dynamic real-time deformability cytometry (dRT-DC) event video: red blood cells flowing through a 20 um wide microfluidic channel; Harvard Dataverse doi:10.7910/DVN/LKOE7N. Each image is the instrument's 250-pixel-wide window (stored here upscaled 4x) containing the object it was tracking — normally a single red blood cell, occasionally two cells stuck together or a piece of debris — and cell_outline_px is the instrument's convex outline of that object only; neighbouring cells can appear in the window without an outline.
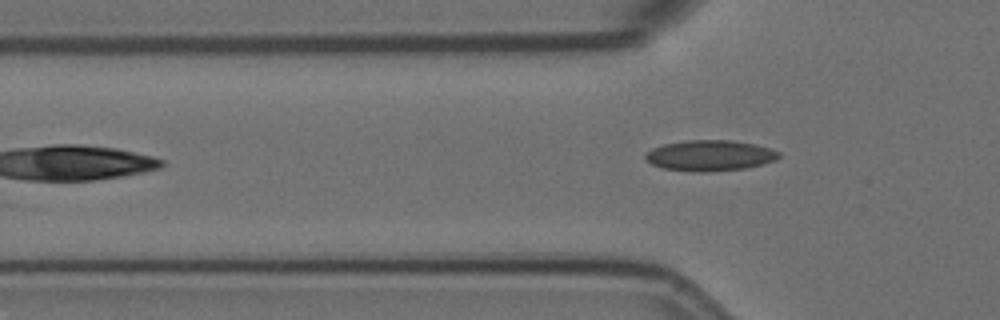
{"species": "Egyptian fruit bat (a non-hibernating species)", "species_latin": "Rousettus aegyptiacus", "temperature_condition": "room temperature", "stored_images_in_passage": 2, "camera_frame_rate_fps": 3000, "um_per_image_px": 0.085, "animal": {"sex": "female"}, "frame": {"image": 1, "passage_image": 2, "time_ms": 0.333, "image_size_px": [1000, 320], "cell_outline_px": [[780, 156], [776, 160], [744, 168], [708, 172], [692, 172], [664, 168], [652, 164], [644, 160], [644, 156], [652, 148], [664, 144], [688, 140], [732, 140], [756, 144], [780, 152]], "centroid_in_image_um": [60.32, 13.22], "position_along_channel_um": 65.5, "area_um2": 23.87}}